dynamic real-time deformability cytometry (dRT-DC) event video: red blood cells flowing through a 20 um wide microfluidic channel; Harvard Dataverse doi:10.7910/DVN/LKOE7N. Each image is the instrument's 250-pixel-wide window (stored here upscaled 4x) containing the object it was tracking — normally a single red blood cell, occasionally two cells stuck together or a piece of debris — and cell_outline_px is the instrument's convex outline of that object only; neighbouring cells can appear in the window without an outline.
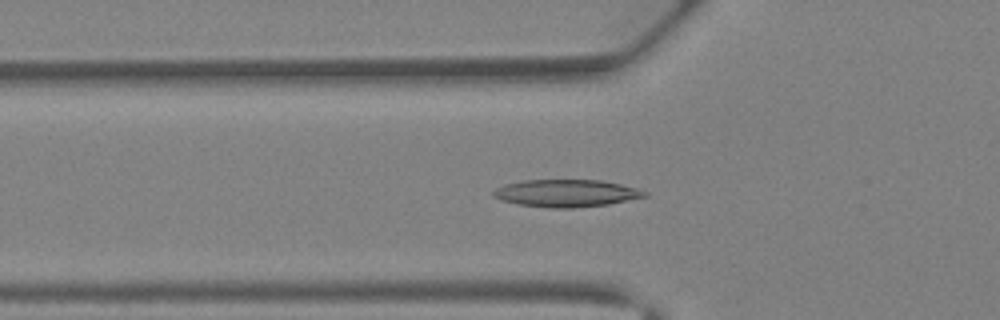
{"species": "Egyptian fruit bat (a non-hibernating species)", "species_latin": "Rousettus aegyptiacus", "temperature_condition": "warm", "stored_images_in_passage": 40, "camera_frame_rate_fps": 3000, "um_per_image_px": 0.085, "animal": {"sex": "female"}, "frame": {"image": 1, "passage_image": 14, "time_ms": 4.333, "image_size_px": [1000, 320], "cell_outline_px": [[648, 196], [608, 204], [572, 208], [548, 208], [520, 204], [500, 200], [492, 196], [492, 192], [496, 188], [504, 184], [524, 180], [600, 180], [620, 184], [636, 188], [648, 192]], "centroid_in_image_um": [48.11, 16.42], "position_along_channel_um": 77.7, "area_um2": 24.1}}
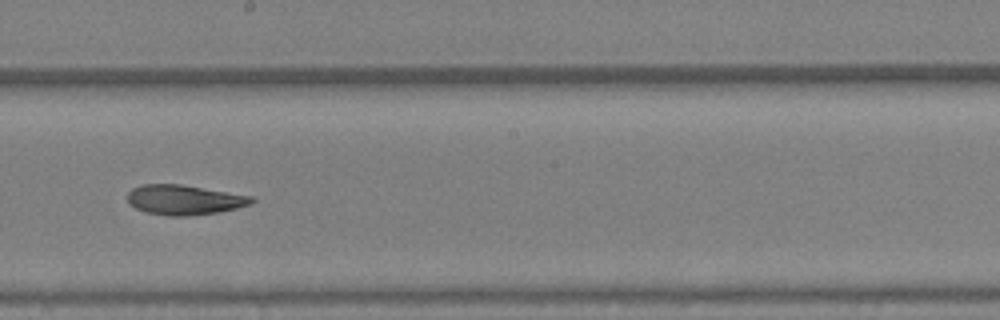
{"frame": {"image": 2, "passage_image": 23, "time_ms": 7.333, "image_size_px": [1000, 320], "cell_outline_px": [[256, 200], [252, 204], [236, 208], [216, 212], [188, 216], [168, 216], [144, 212], [128, 204], [128, 192], [132, 188], [144, 184], [180, 184], [252, 196]], "centroid_in_image_um": [15.64, 16.99], "position_along_channel_um": 232.6, "area_um2": 21.62}}
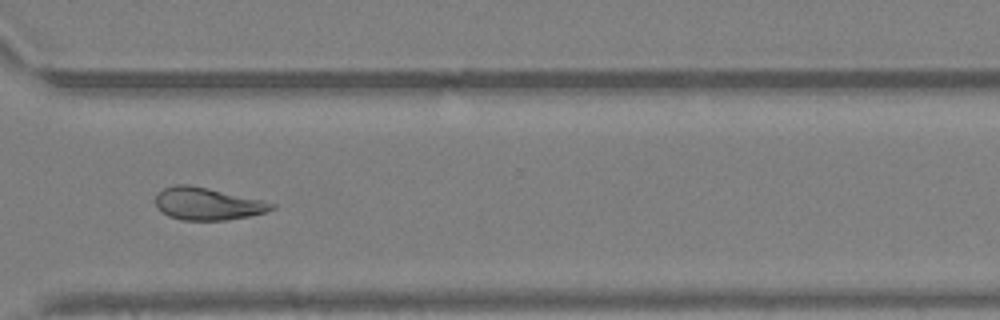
{"frame": {"image": 3, "passage_image": 30, "time_ms": 9.667, "image_size_px": [1000, 320], "cell_outline_px": [[276, 208], [264, 212], [248, 216], [224, 220], [180, 220], [168, 216], [156, 204], [156, 196], [164, 188], [176, 184], [188, 184], [208, 188], [264, 200], [276, 204]], "centroid_in_image_um": [17.66, 17.32], "position_along_channel_um": 352.9, "area_um2": 21.73}}